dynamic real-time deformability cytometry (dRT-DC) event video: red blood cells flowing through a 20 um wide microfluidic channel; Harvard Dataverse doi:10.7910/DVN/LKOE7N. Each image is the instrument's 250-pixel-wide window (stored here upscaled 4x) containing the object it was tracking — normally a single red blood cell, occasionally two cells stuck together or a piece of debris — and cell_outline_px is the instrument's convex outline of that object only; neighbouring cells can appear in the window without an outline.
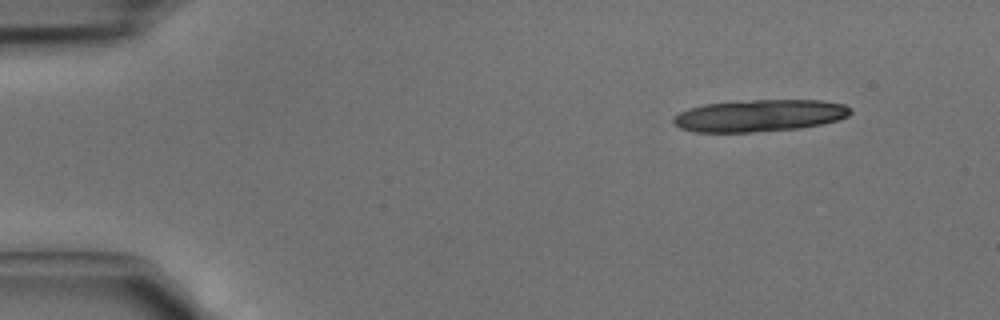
{"species": "common noctule bat (a hibernating species)", "species_latin": "Nyctalus noctula", "temperature_condition": "cold", "stored_images_in_passage": 3, "camera_frame_rate_fps": 3000, "um_per_image_px": 0.085, "animal": {"sex": "male", "body_mass_g": 15.6}, "frame": {"image": 1, "passage_image": 1, "time_ms": 0.0, "image_size_px": [1000, 320], "cell_outline_px": [[852, 112], [848, 116], [836, 120], [820, 124], [800, 128], [752, 132], [696, 132], [680, 128], [672, 124], [672, 116], [688, 108], [704, 104], [752, 100], [820, 100], [844, 104], [852, 108]], "centroid_in_image_um": [64.53, 9.82], "position_along_channel_um": 20.5, "area_um2": 33.12}}